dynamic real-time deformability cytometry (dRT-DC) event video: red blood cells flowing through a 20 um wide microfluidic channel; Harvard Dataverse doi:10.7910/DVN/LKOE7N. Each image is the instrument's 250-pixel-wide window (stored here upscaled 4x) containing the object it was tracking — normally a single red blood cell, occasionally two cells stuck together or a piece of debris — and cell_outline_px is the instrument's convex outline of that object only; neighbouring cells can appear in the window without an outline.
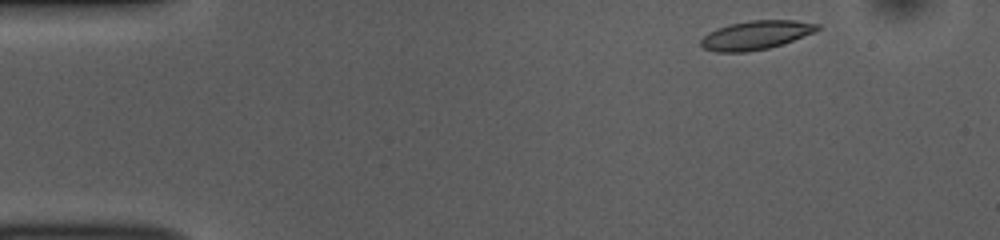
{"species": "common noctule bat (a hibernating species)", "species_latin": "Nyctalus noctula", "temperature_condition": "room temperature", "stored_images_in_passage": 46, "camera_frame_rate_fps": 3000, "um_per_image_px": 0.085, "animal": {"sex": "female", "body_mass_g": 10.0, "forearm_length_mm": 53.1}, "frame": {"image": 1, "passage_image": 1, "time_ms": 0.0, "image_size_px": [1000, 240], "cell_outline_px": [[820, 28], [816, 32], [784, 44], [768, 48], [748, 52], [716, 52], [704, 48], [700, 44], [700, 40], [708, 32], [716, 28], [728, 24], [752, 20], [796, 20], [820, 24]], "centroid_in_image_um": [64.27, 2.98], "position_along_channel_um": 20.7, "area_um2": 19.83}}
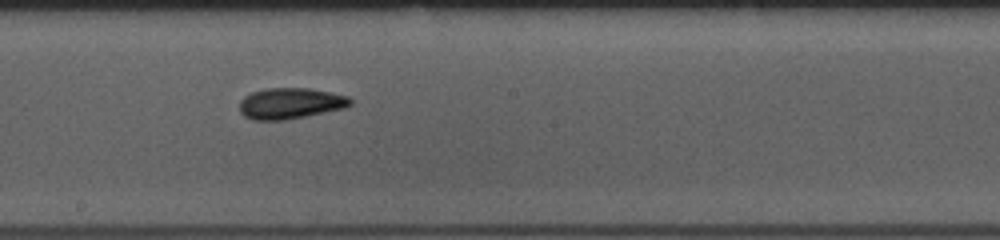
{"frame": {"image": 2, "passage_image": 23, "time_ms": 7.333, "image_size_px": [1000, 240], "cell_outline_px": [[352, 104], [344, 108], [308, 116], [284, 120], [252, 120], [244, 116], [240, 112], [240, 100], [244, 96], [252, 92], [264, 88], [308, 88], [332, 92], [348, 96], [352, 100]], "centroid_in_image_um": [24.68, 8.78], "position_along_channel_um": 223.5, "area_um2": 20.23}}
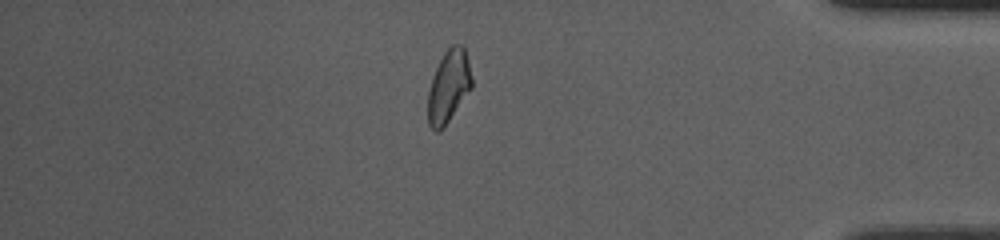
{"frame": {"image": 3, "passage_image": 39, "time_ms": 12.667, "image_size_px": [1000, 240], "cell_outline_px": [[472, 88], [440, 132], [436, 132], [428, 124], [428, 92], [432, 76], [444, 52], [452, 44], [460, 44], [464, 48], [468, 60], [472, 76]], "centroid_in_image_um": [38.13, 7.34], "position_along_channel_um": 397.1, "area_um2": 18.5}, "authors_computed_cell_mechanics": {"area_um2": 19.363, "velocity_mm_per_s": 3.8611, "shape_relaxation_time_tau1_ms": 3.2318, "shape_relaxation_time_tau2_ms": 2.1721, "deformation_change_tau1": 0.1287, "deformation_change_tau2": 0.0836}}